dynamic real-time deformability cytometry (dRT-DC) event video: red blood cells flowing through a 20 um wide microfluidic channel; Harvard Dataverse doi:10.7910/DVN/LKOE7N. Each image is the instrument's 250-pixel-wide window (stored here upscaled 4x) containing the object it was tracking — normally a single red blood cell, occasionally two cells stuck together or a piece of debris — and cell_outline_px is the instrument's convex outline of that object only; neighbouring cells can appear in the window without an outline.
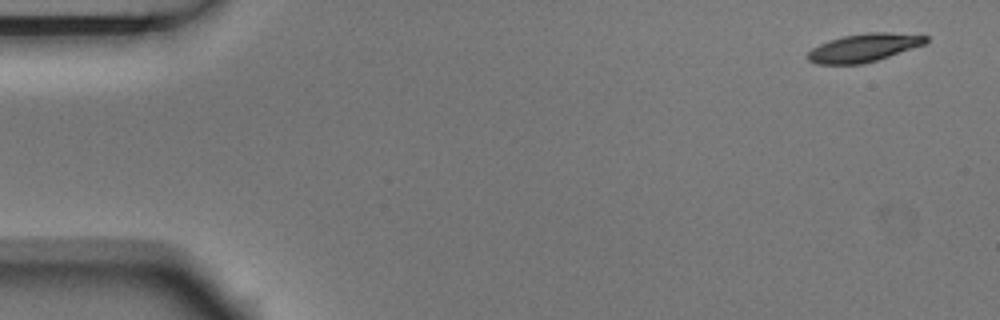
{"species": "Egyptian fruit bat (a non-hibernating species)", "species_latin": "Rousettus aegyptiacus", "temperature_condition": "room temperature", "stored_images_in_passage": 6, "camera_frame_rate_fps": 3000, "um_per_image_px": 0.085, "animal": {"sex": "male"}, "frame": {"image": 1, "passage_image": 1, "time_ms": 0.0, "image_size_px": [1000, 320], "cell_outline_px": [[928, 40], [924, 44], [876, 60], [860, 64], [816, 64], [808, 60], [808, 52], [812, 48], [820, 44], [844, 36], [868, 32], [888, 32], [928, 36]], "centroid_in_image_um": [73.41, 4.06], "position_along_channel_um": 11.6, "area_um2": 18.96}}
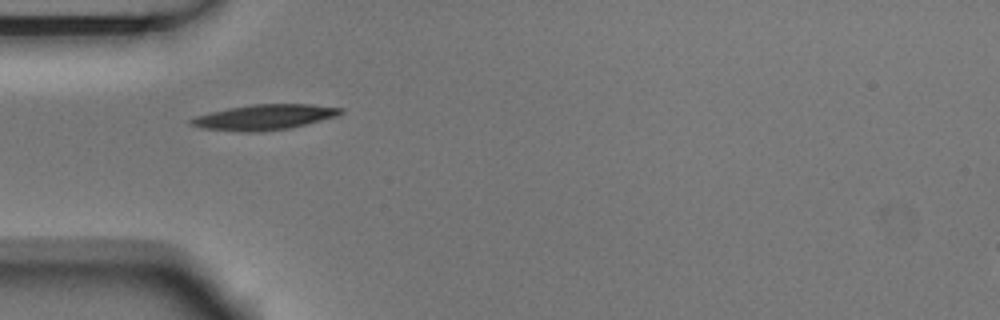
{"frame": {"image": 2, "passage_image": 5, "time_ms": 1.333, "image_size_px": [1000, 320], "cell_outline_px": [[344, 112], [336, 116], [292, 128], [256, 132], [244, 132], [200, 128], [192, 124], [188, 120], [196, 116], [228, 108], [252, 104], [312, 104], [344, 108]], "centroid_in_image_um": [22.5, 9.96], "position_along_channel_um": 62.5, "area_um2": 22.08}}
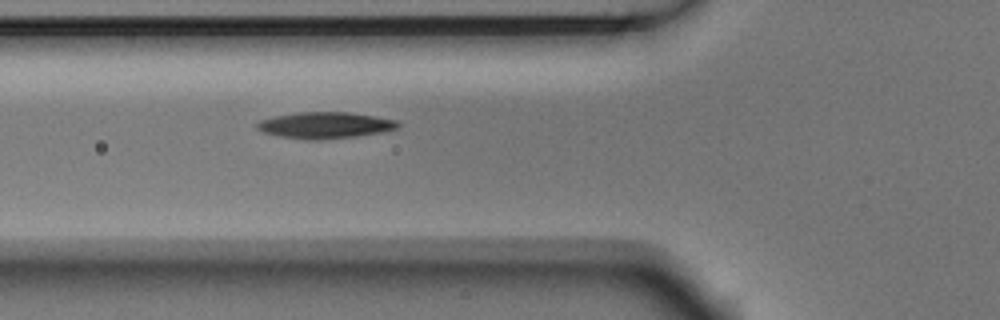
{"frame": {"image": 3, "passage_image": 6, "time_ms": 1.667, "image_size_px": [1000, 320], "cell_outline_px": [[400, 124], [396, 128], [380, 132], [356, 136], [320, 140], [308, 140], [280, 136], [264, 132], [256, 128], [256, 124], [260, 120], [272, 116], [296, 112], [348, 112], [376, 116], [396, 120]], "centroid_in_image_um": [27.59, 10.63], "position_along_channel_um": 98.2, "area_um2": 21.62}}